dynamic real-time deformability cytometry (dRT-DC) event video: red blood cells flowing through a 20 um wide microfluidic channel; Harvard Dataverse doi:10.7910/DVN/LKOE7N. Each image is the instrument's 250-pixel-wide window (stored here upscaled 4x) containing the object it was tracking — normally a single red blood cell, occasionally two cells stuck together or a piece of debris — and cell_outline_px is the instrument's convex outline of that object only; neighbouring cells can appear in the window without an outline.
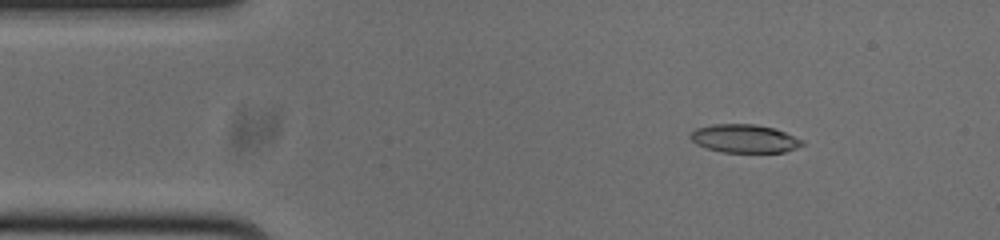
{"species": "common noctule bat (a hibernating species)", "species_latin": "Nyctalus noctula", "temperature_condition": "cold", "stored_images_in_passage": 53, "camera_frame_rate_fps": 3000, "um_per_image_px": 0.085, "animal": {"sex": "male", "body_mass_g": 20.0, "forearm_length_mm": 53.3}, "frame": {"image": 1, "passage_image": 7, "time_ms": 2.0, "image_size_px": [1000, 240], "cell_outline_px": [[804, 144], [796, 148], [784, 152], [724, 152], [708, 148], [696, 144], [688, 136], [696, 128], [712, 124], [756, 124], [772, 128], [784, 132], [804, 140]], "centroid_in_image_um": [63.27, 11.77], "position_along_channel_um": 21.7, "area_um2": 18.32}}
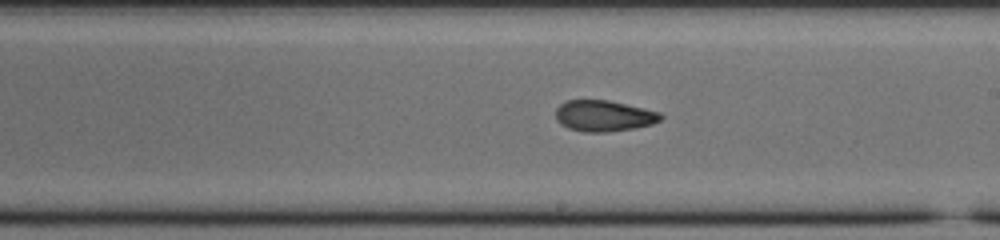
{"frame": {"image": 2, "passage_image": 29, "time_ms": 9.333, "image_size_px": [1000, 240], "cell_outline_px": [[664, 116], [660, 120], [652, 124], [636, 128], [608, 132], [584, 132], [568, 128], [560, 124], [556, 120], [556, 108], [560, 104], [568, 100], [608, 100], [660, 112]], "centroid_in_image_um": [51.32, 9.85], "position_along_channel_um": 237.7, "area_um2": 19.07}}
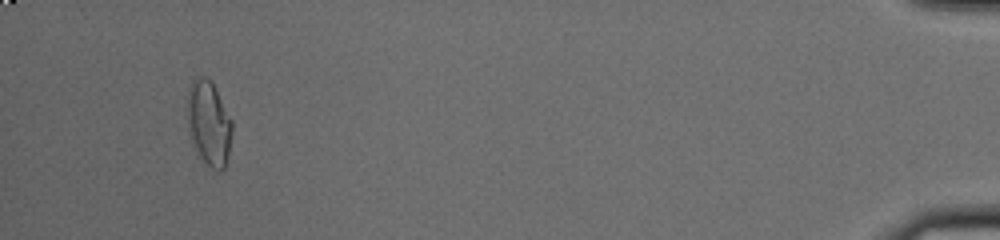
{"frame": {"image": 3, "passage_image": 50, "time_ms": 16.333, "image_size_px": [1000, 240], "cell_outline_px": [[232, 132], [228, 152], [224, 168], [220, 172], [212, 168], [200, 156], [188, 132], [188, 88], [200, 76], [204, 76], [212, 80], [232, 120]], "centroid_in_image_um": [17.77, 10.45], "position_along_channel_um": 417.4, "area_um2": 21.73}, "authors_computed_cell_mechanics": {"area_um2": 19.4786, "velocity_mm_per_s": 3.7795, "shape_relaxation_time_tau1_ms": null, "shape_relaxation_time_tau2_ms": 3.5433, "deformation_change_tau1": null, "deformation_change_tau2": 0.0997}}